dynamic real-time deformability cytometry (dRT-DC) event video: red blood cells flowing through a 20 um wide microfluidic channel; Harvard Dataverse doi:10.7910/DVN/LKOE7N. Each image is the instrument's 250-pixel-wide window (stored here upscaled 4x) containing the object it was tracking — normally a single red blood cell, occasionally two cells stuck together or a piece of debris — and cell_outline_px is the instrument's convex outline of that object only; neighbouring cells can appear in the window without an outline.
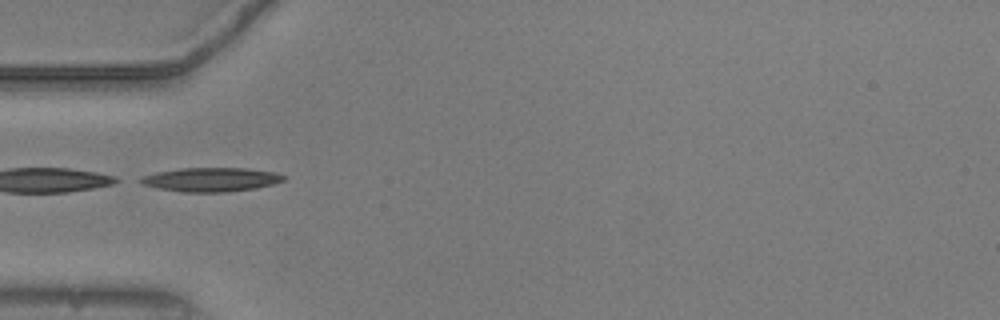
{"species": "common noctule bat (a hibernating species)", "species_latin": "Nyctalus noctula", "temperature_condition": "warm", "stored_images_in_passage": 23, "camera_frame_rate_fps": 3000, "um_per_image_px": 0.085, "animal": {"sex": "male", "body_mass_g": 20.5, "forearm_length_mm": 52.5}, "frame": {"image": 1, "passage_image": 1, "time_ms": 0.0, "image_size_px": [1000, 320], "cell_outline_px": [[288, 176], [284, 180], [272, 184], [256, 188], [228, 192], [180, 192], [156, 188], [144, 184], [136, 180], [140, 176], [156, 172], [180, 168], [244, 168], [276, 172]], "centroid_in_image_um": [17.91, 15.26], "position_along_channel_um": 67.1, "area_um2": 20.23}}